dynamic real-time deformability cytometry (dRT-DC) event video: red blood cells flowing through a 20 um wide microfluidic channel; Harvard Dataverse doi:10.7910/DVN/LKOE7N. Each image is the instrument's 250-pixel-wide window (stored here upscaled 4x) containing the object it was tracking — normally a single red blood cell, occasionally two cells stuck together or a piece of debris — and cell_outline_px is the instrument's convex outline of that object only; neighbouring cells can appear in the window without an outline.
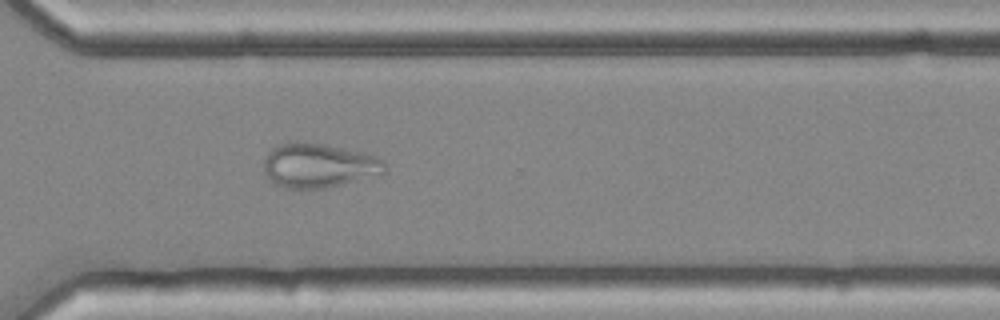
{"species": "common noctule bat (a hibernating species)", "species_latin": "Nyctalus noctula", "temperature_condition": "cold", "stored_images_in_passage": 55, "camera_frame_rate_fps": 3000, "um_per_image_px": 0.085, "animal": {"sex": "female", "body_mass_g": 25.1}, "frame": {"image": 1, "passage_image": 40, "time_ms": 13.0, "image_size_px": [1000, 320], "cell_outline_px": [[384, 172], [340, 184], [324, 188], [288, 188], [272, 184], [264, 172], [264, 160], [268, 152], [276, 144], [292, 140], [296, 140], [324, 144], [368, 152], [380, 160], [384, 164]], "centroid_in_image_um": [26.99, 14.03], "position_along_channel_um": 343.6, "area_um2": 31.27}}